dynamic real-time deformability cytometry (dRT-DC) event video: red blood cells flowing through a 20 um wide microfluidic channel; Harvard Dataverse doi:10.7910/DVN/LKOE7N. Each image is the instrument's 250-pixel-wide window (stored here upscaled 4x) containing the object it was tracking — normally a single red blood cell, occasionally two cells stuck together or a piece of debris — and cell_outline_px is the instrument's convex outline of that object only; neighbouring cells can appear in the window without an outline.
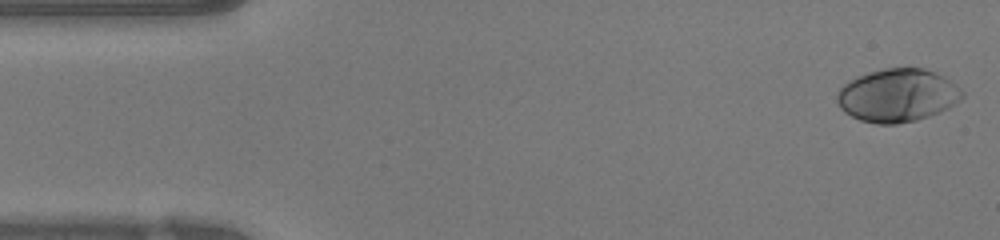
{"species": "human", "species_latin": "Homo sapiens", "temperature_condition": "warm", "stored_images_in_passage": 47, "camera_frame_rate_fps": 3000, "um_per_image_px": 0.085, "donor": {"sex": "female"}, "frame": {"image": 1, "passage_image": 1, "time_ms": 0.0, "image_size_px": [1000, 240], "cell_outline_px": [[964, 96], [960, 100], [948, 108], [928, 116], [916, 120], [896, 124], [876, 124], [860, 120], [844, 112], [840, 108], [836, 100], [836, 92], [844, 84], [856, 76], [868, 72], [884, 68], [924, 68], [936, 72], [944, 76], [956, 84], [964, 92]], "centroid_in_image_um": [76.27, 8.1], "position_along_channel_um": 8.7, "area_um2": 38.96}}
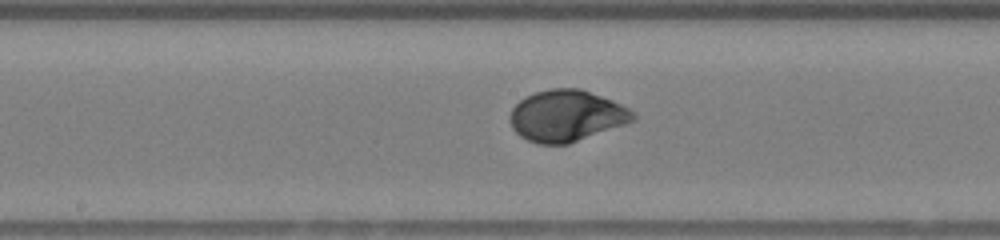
{"frame": {"image": 2, "passage_image": 23, "time_ms": 7.333, "image_size_px": [1000, 240], "cell_outline_px": [[636, 116], [632, 120], [624, 124], [568, 144], [536, 144], [520, 136], [512, 128], [508, 120], [508, 116], [512, 108], [524, 96], [536, 92], [552, 88], [580, 88], [612, 100], [628, 108]], "centroid_in_image_um": [48.08, 9.84], "position_along_channel_um": 200.1, "area_um2": 36.7}}
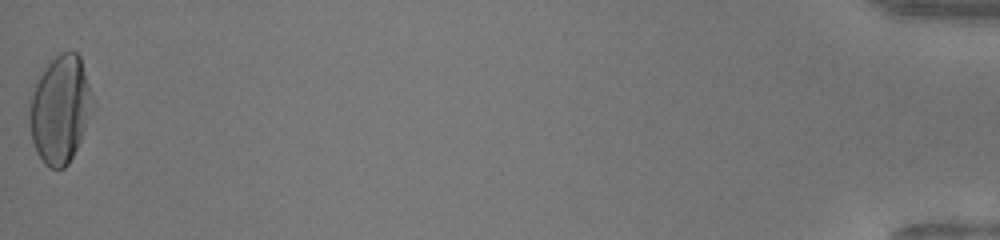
{"frame": {"image": 3, "passage_image": 47, "time_ms": 15.333, "image_size_px": [1000, 240], "cell_outline_px": [[92, 96], [80, 140], [68, 164], [64, 168], [48, 168], [44, 164], [36, 152], [32, 140], [28, 116], [32, 96], [36, 84], [44, 68], [60, 52], [76, 52], [80, 56]], "centroid_in_image_um": [5.06, 9.31], "position_along_channel_um": 430.1, "area_um2": 38.32}, "authors_computed_cell_mechanics": {"area_um2": 36.1828, "velocity_mm_per_s": 4.2345, "shape_relaxation_time_tau1_ms": 3.0383, "shape_relaxation_time_tau2_ms": null, "deformation_change_tau1": 0.202, "deformation_change_tau2": null}}